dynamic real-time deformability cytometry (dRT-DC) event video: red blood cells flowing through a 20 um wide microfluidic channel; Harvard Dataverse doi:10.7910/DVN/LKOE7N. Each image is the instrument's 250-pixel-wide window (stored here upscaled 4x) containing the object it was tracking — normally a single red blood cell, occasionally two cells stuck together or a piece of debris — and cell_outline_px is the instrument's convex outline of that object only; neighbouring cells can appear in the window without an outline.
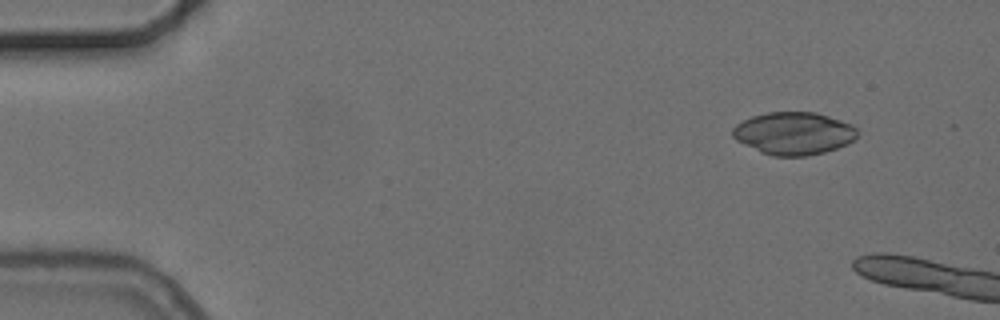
{"species": "common noctule bat (a hibernating species)", "species_latin": "Nyctalus noctula", "temperature_condition": "cold", "stored_images_in_passage": 2, "camera_frame_rate_fps": 3000, "um_per_image_px": 0.085, "animal": {"sex": "female", "body_mass_g": 24.6, "forearm_length_mm": 56.2}, "frame": {"image": 1, "passage_image": 1, "time_ms": 0.0, "image_size_px": [1000, 320], "cell_outline_px": [[860, 132], [848, 144], [824, 152], [808, 156], [772, 156], [760, 152], [736, 140], [732, 136], [732, 128], [736, 124], [752, 116], [768, 112], [816, 112], [852, 124]], "centroid_in_image_um": [67.47, 11.34], "position_along_channel_um": 17.5, "area_um2": 31.04}}